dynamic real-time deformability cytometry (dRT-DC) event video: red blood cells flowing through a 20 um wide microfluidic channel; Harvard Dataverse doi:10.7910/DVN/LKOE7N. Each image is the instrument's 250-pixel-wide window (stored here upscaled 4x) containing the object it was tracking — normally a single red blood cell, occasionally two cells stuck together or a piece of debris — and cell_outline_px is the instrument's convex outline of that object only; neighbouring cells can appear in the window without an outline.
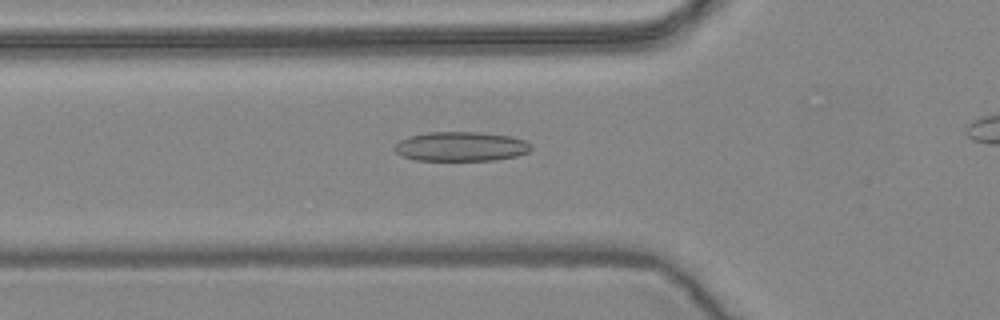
{"species": "common noctule bat (a hibernating species)", "species_latin": "Nyctalus noctula", "temperature_condition": "warm", "stored_images_in_passage": 47, "camera_frame_rate_fps": 3000, "um_per_image_px": 0.085, "animal": {"sex": "female", "body_mass_g": 24.6, "forearm_length_mm": 56.2}, "frame": {"image": 1, "passage_image": 20, "time_ms": 6.333, "image_size_px": [1000, 320], "cell_outline_px": [[532, 148], [528, 152], [516, 156], [496, 160], [416, 160], [404, 156], [396, 152], [392, 148], [400, 140], [408, 136], [428, 132], [480, 132], [508, 136], [524, 140], [532, 144]], "centroid_in_image_um": [39.18, 12.45], "position_along_channel_um": 86.6, "area_um2": 23.41}}
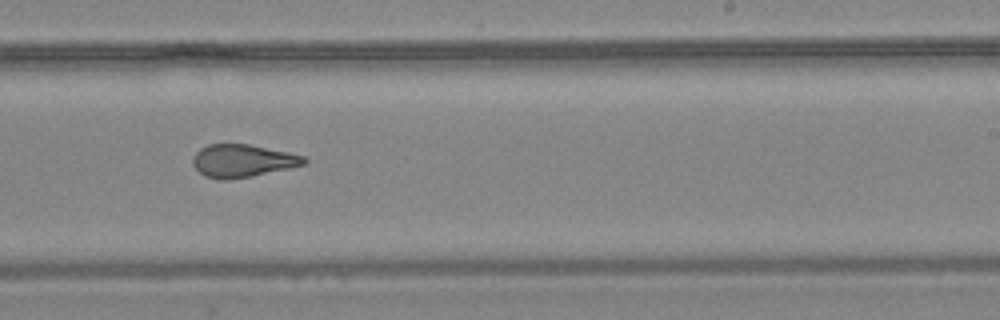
{"frame": {"image": 2, "passage_image": 35, "time_ms": 11.333, "image_size_px": [1000, 320], "cell_outline_px": [[308, 160], [304, 164], [288, 168], [252, 176], [224, 180], [220, 180], [204, 176], [192, 164], [192, 160], [196, 152], [200, 148], [208, 144], [248, 144], [288, 152], [304, 156]], "centroid_in_image_um": [20.59, 13.66], "position_along_channel_um": 268.4, "area_um2": 21.1}}
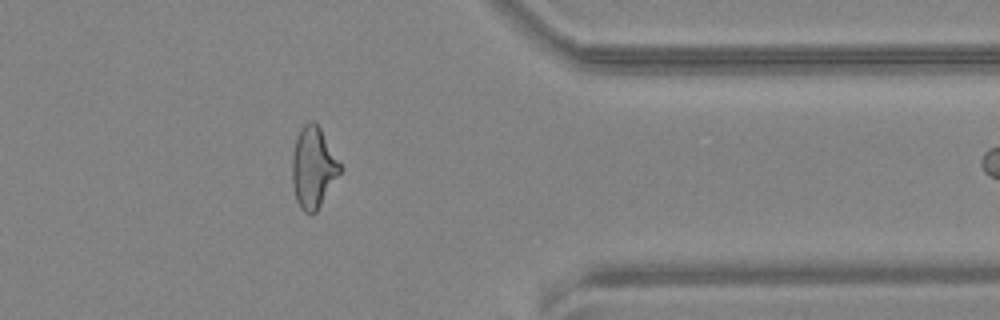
{"frame": {"image": 3, "passage_image": 46, "time_ms": 15.0, "image_size_px": [1000, 320], "cell_outline_px": [[344, 168], [316, 212], [312, 216], [304, 212], [300, 208], [296, 200], [292, 184], [292, 156], [296, 140], [300, 128], [308, 120], [312, 120], [320, 128]], "centroid_in_image_um": [26.64, 14.26], "position_along_channel_um": 384.8, "area_um2": 22.89}}